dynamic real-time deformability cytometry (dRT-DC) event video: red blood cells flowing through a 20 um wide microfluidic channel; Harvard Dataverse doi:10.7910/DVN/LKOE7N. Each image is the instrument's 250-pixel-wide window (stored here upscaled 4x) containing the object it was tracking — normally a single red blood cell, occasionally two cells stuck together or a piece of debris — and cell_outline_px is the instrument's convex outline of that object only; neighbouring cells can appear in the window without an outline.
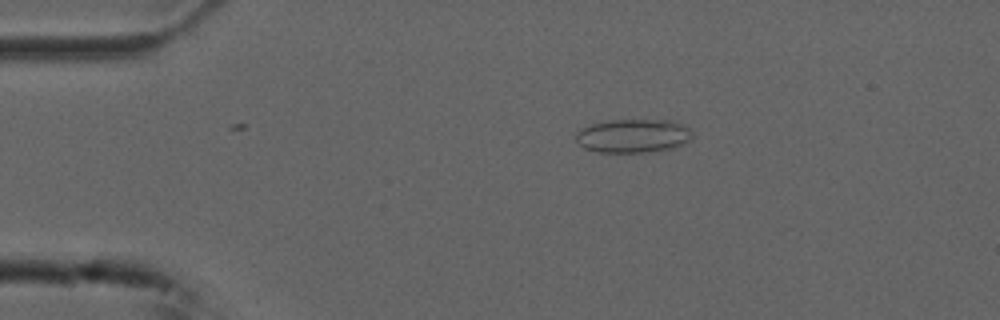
{"species": "common noctule bat (a hibernating species)", "species_latin": "Nyctalus noctula", "temperature_condition": "cold", "stored_images_in_passage": 34, "camera_frame_rate_fps": 3000, "um_per_image_px": 0.085, "animal": {"sex": "male", "forearm_length_mm": 52.5}, "frame": {"image": 1, "passage_image": 11, "time_ms": 3.333, "image_size_px": [1000, 320], "cell_outline_px": [[692, 136], [684, 144], [676, 148], [648, 152], [596, 152], [584, 148], [576, 140], [576, 132], [580, 128], [592, 124], [608, 120], [672, 120], [684, 124], [692, 128]], "centroid_in_image_um": [53.85, 11.54], "position_along_channel_um": 31.1, "area_um2": 23.18}}
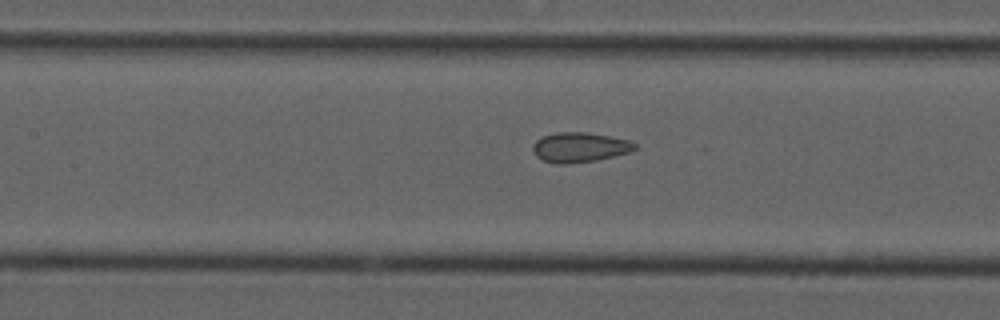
{"frame": {"image": 2, "passage_image": 25, "time_ms": 8.0, "image_size_px": [1000, 320], "cell_outline_px": [[636, 148], [632, 152], [596, 160], [568, 164], [556, 164], [544, 160], [536, 156], [532, 148], [532, 144], [536, 140], [544, 136], [556, 132], [588, 132], [632, 140], [636, 144]], "centroid_in_image_um": [49.3, 12.51], "position_along_channel_um": 158.1, "area_um2": 17.92}}
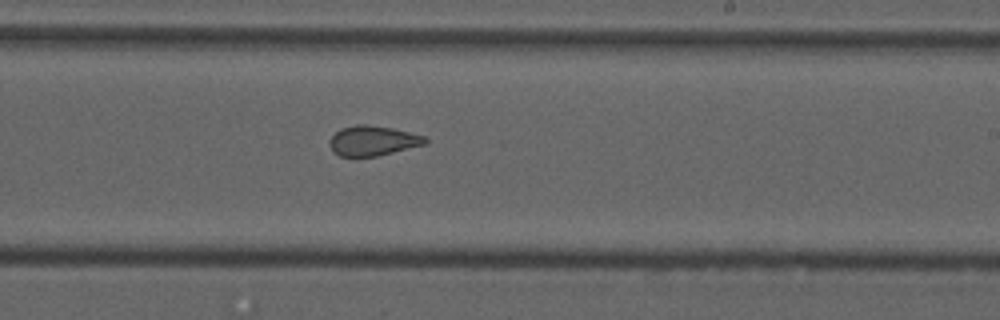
{"frame": {"image": 3, "passage_image": 33, "time_ms": 10.667, "image_size_px": [1000, 320], "cell_outline_px": [[428, 140], [424, 144], [376, 156], [340, 156], [332, 152], [328, 144], [328, 140], [340, 128], [356, 124], [364, 124], [392, 128], [428, 136]], "centroid_in_image_um": [31.65, 11.95], "position_along_channel_um": 257.3, "area_um2": 16.7}}